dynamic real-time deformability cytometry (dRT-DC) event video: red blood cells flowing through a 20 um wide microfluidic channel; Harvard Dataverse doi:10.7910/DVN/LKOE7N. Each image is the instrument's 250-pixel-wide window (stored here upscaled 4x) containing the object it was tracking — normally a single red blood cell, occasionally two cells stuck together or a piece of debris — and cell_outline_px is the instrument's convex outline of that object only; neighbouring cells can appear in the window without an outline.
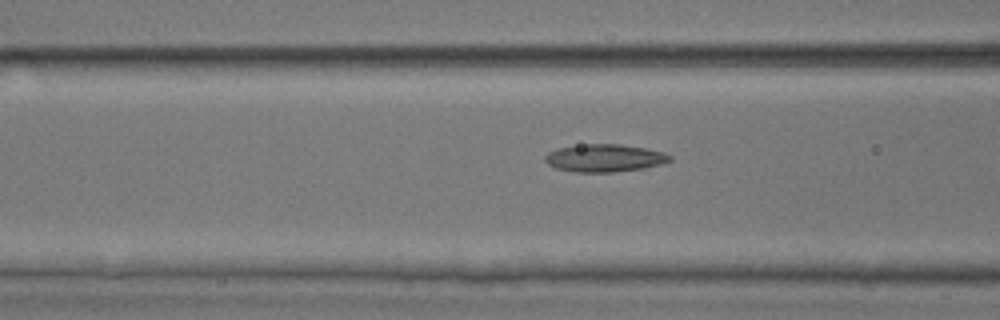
{"species": "common noctule bat (a hibernating species)", "species_latin": "Nyctalus noctula", "temperature_condition": "room temperature", "stored_images_in_passage": 9, "camera_frame_rate_fps": 3000, "um_per_image_px": 0.085, "animal": {"sex": "male", "body_mass_g": 17.9, "forearm_length_mm": 54.2}, "frame": {"image": 1, "passage_image": 8, "time_ms": 2.333, "image_size_px": [1000, 320], "cell_outline_px": [[672, 160], [660, 164], [644, 168], [612, 172], [572, 172], [556, 168], [548, 164], [544, 160], [544, 156], [548, 152], [556, 148], [588, 144], [620, 144], [644, 148], [664, 152], [672, 156]], "centroid_in_image_um": [51.37, 13.43], "position_along_channel_um": 115.2, "area_um2": 20.11}}